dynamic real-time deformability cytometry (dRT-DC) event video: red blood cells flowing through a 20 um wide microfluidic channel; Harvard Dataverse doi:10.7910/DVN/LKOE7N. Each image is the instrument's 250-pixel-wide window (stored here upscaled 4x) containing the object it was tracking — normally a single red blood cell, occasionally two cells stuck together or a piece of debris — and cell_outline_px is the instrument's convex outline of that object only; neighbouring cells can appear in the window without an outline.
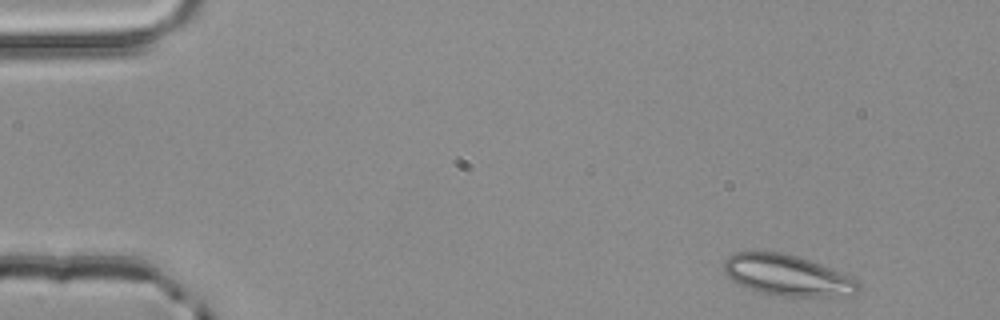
{"species": "common noctule bat (a hibernating species)", "species_latin": "Nyctalus noctula", "temperature_condition": "room temperature", "stored_images_in_passage": 3, "camera_frame_rate_fps": 3000, "um_per_image_px": 0.085, "animal": {"sex": "male", "body_mass_g": 20.4}, "frame": {"image": 1, "passage_image": 1, "time_ms": 0.0, "image_size_px": [1000, 320], "cell_outline_px": [[856, 292], [852, 296], [836, 300], [784, 296], [760, 292], [736, 284], [724, 272], [724, 260], [728, 256], [736, 252], [780, 252], [800, 256], [820, 264], [856, 280]], "centroid_in_image_um": [66.95, 23.45], "position_along_channel_um": 18.1, "area_um2": 32.66}}